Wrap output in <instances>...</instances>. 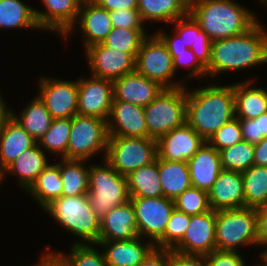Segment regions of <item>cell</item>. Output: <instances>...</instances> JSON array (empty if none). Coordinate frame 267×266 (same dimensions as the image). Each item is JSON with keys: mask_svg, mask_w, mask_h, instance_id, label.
Wrapping results in <instances>:
<instances>
[{"mask_svg": "<svg viewBox=\"0 0 267 266\" xmlns=\"http://www.w3.org/2000/svg\"><path fill=\"white\" fill-rule=\"evenodd\" d=\"M44 210L64 229L74 234L73 236L76 235L78 240L74 243L97 244L99 242L100 218L92 210L87 195L61 196L47 205Z\"/></svg>", "mask_w": 267, "mask_h": 266, "instance_id": "obj_4", "label": "cell"}, {"mask_svg": "<svg viewBox=\"0 0 267 266\" xmlns=\"http://www.w3.org/2000/svg\"><path fill=\"white\" fill-rule=\"evenodd\" d=\"M224 170L244 172L254 165V144L245 140L219 151Z\"/></svg>", "mask_w": 267, "mask_h": 266, "instance_id": "obj_39", "label": "cell"}, {"mask_svg": "<svg viewBox=\"0 0 267 266\" xmlns=\"http://www.w3.org/2000/svg\"><path fill=\"white\" fill-rule=\"evenodd\" d=\"M173 59V68L175 74L178 72V69L181 67L191 68L188 70V76L185 79H190L192 77L197 78H206L207 69L199 62L197 57L194 55L193 51L190 48L182 52H169ZM177 70V71H176Z\"/></svg>", "mask_w": 267, "mask_h": 266, "instance_id": "obj_44", "label": "cell"}, {"mask_svg": "<svg viewBox=\"0 0 267 266\" xmlns=\"http://www.w3.org/2000/svg\"><path fill=\"white\" fill-rule=\"evenodd\" d=\"M109 14L113 28L145 29L138 10L118 9Z\"/></svg>", "mask_w": 267, "mask_h": 266, "instance_id": "obj_46", "label": "cell"}, {"mask_svg": "<svg viewBox=\"0 0 267 266\" xmlns=\"http://www.w3.org/2000/svg\"><path fill=\"white\" fill-rule=\"evenodd\" d=\"M85 55L90 76L113 81L135 71L137 53H125L98 43L85 48Z\"/></svg>", "mask_w": 267, "mask_h": 266, "instance_id": "obj_13", "label": "cell"}, {"mask_svg": "<svg viewBox=\"0 0 267 266\" xmlns=\"http://www.w3.org/2000/svg\"><path fill=\"white\" fill-rule=\"evenodd\" d=\"M77 20L78 22H75L77 24H74L63 38L66 39L76 28L75 25H77L82 35H84L83 43L85 48L102 43L113 29L109 11L102 8L94 0H83Z\"/></svg>", "mask_w": 267, "mask_h": 266, "instance_id": "obj_17", "label": "cell"}, {"mask_svg": "<svg viewBox=\"0 0 267 266\" xmlns=\"http://www.w3.org/2000/svg\"><path fill=\"white\" fill-rule=\"evenodd\" d=\"M6 105L3 97L0 95V131L4 128L6 121L12 116V110Z\"/></svg>", "mask_w": 267, "mask_h": 266, "instance_id": "obj_54", "label": "cell"}, {"mask_svg": "<svg viewBox=\"0 0 267 266\" xmlns=\"http://www.w3.org/2000/svg\"><path fill=\"white\" fill-rule=\"evenodd\" d=\"M107 130L109 136L150 138L144 107L123 101H112Z\"/></svg>", "mask_w": 267, "mask_h": 266, "instance_id": "obj_18", "label": "cell"}, {"mask_svg": "<svg viewBox=\"0 0 267 266\" xmlns=\"http://www.w3.org/2000/svg\"><path fill=\"white\" fill-rule=\"evenodd\" d=\"M103 165L89 167V190L86 194L92 210L101 219L112 208L130 200L127 178L105 159Z\"/></svg>", "mask_w": 267, "mask_h": 266, "instance_id": "obj_5", "label": "cell"}, {"mask_svg": "<svg viewBox=\"0 0 267 266\" xmlns=\"http://www.w3.org/2000/svg\"><path fill=\"white\" fill-rule=\"evenodd\" d=\"M157 157L162 160L187 162L205 140L187 123L158 138Z\"/></svg>", "mask_w": 267, "mask_h": 266, "instance_id": "obj_16", "label": "cell"}, {"mask_svg": "<svg viewBox=\"0 0 267 266\" xmlns=\"http://www.w3.org/2000/svg\"><path fill=\"white\" fill-rule=\"evenodd\" d=\"M211 209H238L245 207V195L241 172L222 170L208 191Z\"/></svg>", "mask_w": 267, "mask_h": 266, "instance_id": "obj_21", "label": "cell"}, {"mask_svg": "<svg viewBox=\"0 0 267 266\" xmlns=\"http://www.w3.org/2000/svg\"><path fill=\"white\" fill-rule=\"evenodd\" d=\"M243 140L239 119L234 118L220 127L209 139L208 143L217 151L237 144Z\"/></svg>", "mask_w": 267, "mask_h": 266, "instance_id": "obj_43", "label": "cell"}, {"mask_svg": "<svg viewBox=\"0 0 267 266\" xmlns=\"http://www.w3.org/2000/svg\"><path fill=\"white\" fill-rule=\"evenodd\" d=\"M175 23V32L182 38L185 45L190 48L199 62L207 69L211 60L212 41L207 33L201 29L195 19L188 13Z\"/></svg>", "mask_w": 267, "mask_h": 266, "instance_id": "obj_28", "label": "cell"}, {"mask_svg": "<svg viewBox=\"0 0 267 266\" xmlns=\"http://www.w3.org/2000/svg\"><path fill=\"white\" fill-rule=\"evenodd\" d=\"M108 138L106 120L93 116L74 115L71 118L67 159L88 160L98 152L103 153L105 159Z\"/></svg>", "mask_w": 267, "mask_h": 266, "instance_id": "obj_9", "label": "cell"}, {"mask_svg": "<svg viewBox=\"0 0 267 266\" xmlns=\"http://www.w3.org/2000/svg\"><path fill=\"white\" fill-rule=\"evenodd\" d=\"M135 209L131 201L112 208L100 219L99 241H121L137 237Z\"/></svg>", "mask_w": 267, "mask_h": 266, "instance_id": "obj_23", "label": "cell"}, {"mask_svg": "<svg viewBox=\"0 0 267 266\" xmlns=\"http://www.w3.org/2000/svg\"><path fill=\"white\" fill-rule=\"evenodd\" d=\"M95 245V243H73L69 254L52 252L50 245H47L46 252L54 255L63 266H108L103 251L99 252Z\"/></svg>", "mask_w": 267, "mask_h": 266, "instance_id": "obj_37", "label": "cell"}, {"mask_svg": "<svg viewBox=\"0 0 267 266\" xmlns=\"http://www.w3.org/2000/svg\"><path fill=\"white\" fill-rule=\"evenodd\" d=\"M162 30L157 31V34L162 38V40L167 45L169 52H182L188 47L182 41V38L174 31V36L166 34ZM172 36V37H171Z\"/></svg>", "mask_w": 267, "mask_h": 266, "instance_id": "obj_52", "label": "cell"}, {"mask_svg": "<svg viewBox=\"0 0 267 266\" xmlns=\"http://www.w3.org/2000/svg\"><path fill=\"white\" fill-rule=\"evenodd\" d=\"M113 101L112 80L98 77L78 79L77 108L79 115L108 120Z\"/></svg>", "mask_w": 267, "mask_h": 266, "instance_id": "obj_14", "label": "cell"}, {"mask_svg": "<svg viewBox=\"0 0 267 266\" xmlns=\"http://www.w3.org/2000/svg\"><path fill=\"white\" fill-rule=\"evenodd\" d=\"M126 178L130 197L163 196L158 173V157L153 163L136 169Z\"/></svg>", "mask_w": 267, "mask_h": 266, "instance_id": "obj_32", "label": "cell"}, {"mask_svg": "<svg viewBox=\"0 0 267 266\" xmlns=\"http://www.w3.org/2000/svg\"><path fill=\"white\" fill-rule=\"evenodd\" d=\"M50 256V254L47 252H45V254H43L40 258V260H39V263L38 264H36L35 266H40L48 257ZM32 266H34V265H32Z\"/></svg>", "mask_w": 267, "mask_h": 266, "instance_id": "obj_56", "label": "cell"}, {"mask_svg": "<svg viewBox=\"0 0 267 266\" xmlns=\"http://www.w3.org/2000/svg\"><path fill=\"white\" fill-rule=\"evenodd\" d=\"M245 207L260 208L267 205V167L253 165L242 172Z\"/></svg>", "mask_w": 267, "mask_h": 266, "instance_id": "obj_36", "label": "cell"}, {"mask_svg": "<svg viewBox=\"0 0 267 266\" xmlns=\"http://www.w3.org/2000/svg\"><path fill=\"white\" fill-rule=\"evenodd\" d=\"M94 1L109 12L118 9L137 10L138 7V0H94Z\"/></svg>", "mask_w": 267, "mask_h": 266, "instance_id": "obj_51", "label": "cell"}, {"mask_svg": "<svg viewBox=\"0 0 267 266\" xmlns=\"http://www.w3.org/2000/svg\"><path fill=\"white\" fill-rule=\"evenodd\" d=\"M147 35L146 29L113 28L102 43L110 49L138 53Z\"/></svg>", "mask_w": 267, "mask_h": 266, "instance_id": "obj_40", "label": "cell"}, {"mask_svg": "<svg viewBox=\"0 0 267 266\" xmlns=\"http://www.w3.org/2000/svg\"><path fill=\"white\" fill-rule=\"evenodd\" d=\"M157 142L153 138L109 136L105 160L121 175L153 163Z\"/></svg>", "mask_w": 267, "mask_h": 266, "instance_id": "obj_8", "label": "cell"}, {"mask_svg": "<svg viewBox=\"0 0 267 266\" xmlns=\"http://www.w3.org/2000/svg\"><path fill=\"white\" fill-rule=\"evenodd\" d=\"M254 165L267 167V137L254 144Z\"/></svg>", "mask_w": 267, "mask_h": 266, "instance_id": "obj_53", "label": "cell"}, {"mask_svg": "<svg viewBox=\"0 0 267 266\" xmlns=\"http://www.w3.org/2000/svg\"><path fill=\"white\" fill-rule=\"evenodd\" d=\"M261 254L267 258V248L264 251H262Z\"/></svg>", "mask_w": 267, "mask_h": 266, "instance_id": "obj_58", "label": "cell"}, {"mask_svg": "<svg viewBox=\"0 0 267 266\" xmlns=\"http://www.w3.org/2000/svg\"><path fill=\"white\" fill-rule=\"evenodd\" d=\"M260 256V264L256 265V266H267V258L265 256H263L262 254L259 255Z\"/></svg>", "mask_w": 267, "mask_h": 266, "instance_id": "obj_57", "label": "cell"}, {"mask_svg": "<svg viewBox=\"0 0 267 266\" xmlns=\"http://www.w3.org/2000/svg\"><path fill=\"white\" fill-rule=\"evenodd\" d=\"M259 2L264 4L267 7V0H259Z\"/></svg>", "mask_w": 267, "mask_h": 266, "instance_id": "obj_59", "label": "cell"}, {"mask_svg": "<svg viewBox=\"0 0 267 266\" xmlns=\"http://www.w3.org/2000/svg\"><path fill=\"white\" fill-rule=\"evenodd\" d=\"M46 11L35 9L42 30L52 31L62 37L74 26L83 0H41Z\"/></svg>", "mask_w": 267, "mask_h": 266, "instance_id": "obj_20", "label": "cell"}, {"mask_svg": "<svg viewBox=\"0 0 267 266\" xmlns=\"http://www.w3.org/2000/svg\"><path fill=\"white\" fill-rule=\"evenodd\" d=\"M60 163L48 164L27 190L43 209L62 196Z\"/></svg>", "mask_w": 267, "mask_h": 266, "instance_id": "obj_31", "label": "cell"}, {"mask_svg": "<svg viewBox=\"0 0 267 266\" xmlns=\"http://www.w3.org/2000/svg\"><path fill=\"white\" fill-rule=\"evenodd\" d=\"M139 266H169V249L155 248Z\"/></svg>", "mask_w": 267, "mask_h": 266, "instance_id": "obj_49", "label": "cell"}, {"mask_svg": "<svg viewBox=\"0 0 267 266\" xmlns=\"http://www.w3.org/2000/svg\"><path fill=\"white\" fill-rule=\"evenodd\" d=\"M175 208L188 215H198L211 210L208 192L196 187H189L175 200Z\"/></svg>", "mask_w": 267, "mask_h": 266, "instance_id": "obj_42", "label": "cell"}, {"mask_svg": "<svg viewBox=\"0 0 267 266\" xmlns=\"http://www.w3.org/2000/svg\"><path fill=\"white\" fill-rule=\"evenodd\" d=\"M186 86L164 88L144 107L145 121L150 138L158 139L186 124Z\"/></svg>", "mask_w": 267, "mask_h": 266, "instance_id": "obj_6", "label": "cell"}, {"mask_svg": "<svg viewBox=\"0 0 267 266\" xmlns=\"http://www.w3.org/2000/svg\"><path fill=\"white\" fill-rule=\"evenodd\" d=\"M40 266H56V257L50 255Z\"/></svg>", "mask_w": 267, "mask_h": 266, "instance_id": "obj_55", "label": "cell"}, {"mask_svg": "<svg viewBox=\"0 0 267 266\" xmlns=\"http://www.w3.org/2000/svg\"><path fill=\"white\" fill-rule=\"evenodd\" d=\"M130 201L135 209L137 235L155 243L164 234L175 208L174 200L162 196L130 197Z\"/></svg>", "mask_w": 267, "mask_h": 266, "instance_id": "obj_11", "label": "cell"}, {"mask_svg": "<svg viewBox=\"0 0 267 266\" xmlns=\"http://www.w3.org/2000/svg\"><path fill=\"white\" fill-rule=\"evenodd\" d=\"M71 131V118H55L48 131L38 140V145L50 154L67 159V146Z\"/></svg>", "mask_w": 267, "mask_h": 266, "instance_id": "obj_38", "label": "cell"}, {"mask_svg": "<svg viewBox=\"0 0 267 266\" xmlns=\"http://www.w3.org/2000/svg\"><path fill=\"white\" fill-rule=\"evenodd\" d=\"M40 29L35 8L21 0H0V29Z\"/></svg>", "mask_w": 267, "mask_h": 266, "instance_id": "obj_34", "label": "cell"}, {"mask_svg": "<svg viewBox=\"0 0 267 266\" xmlns=\"http://www.w3.org/2000/svg\"><path fill=\"white\" fill-rule=\"evenodd\" d=\"M243 140L257 144L267 137V112L254 119H239Z\"/></svg>", "mask_w": 267, "mask_h": 266, "instance_id": "obj_45", "label": "cell"}, {"mask_svg": "<svg viewBox=\"0 0 267 266\" xmlns=\"http://www.w3.org/2000/svg\"><path fill=\"white\" fill-rule=\"evenodd\" d=\"M191 185L209 191L223 170L219 151L205 141L187 161Z\"/></svg>", "mask_w": 267, "mask_h": 266, "instance_id": "obj_24", "label": "cell"}, {"mask_svg": "<svg viewBox=\"0 0 267 266\" xmlns=\"http://www.w3.org/2000/svg\"><path fill=\"white\" fill-rule=\"evenodd\" d=\"M135 71L158 82L164 88L186 85L184 78L181 81L183 83L171 81L175 75L173 59L167 45L157 33L148 34L143 40L136 55Z\"/></svg>", "mask_w": 267, "mask_h": 266, "instance_id": "obj_10", "label": "cell"}, {"mask_svg": "<svg viewBox=\"0 0 267 266\" xmlns=\"http://www.w3.org/2000/svg\"><path fill=\"white\" fill-rule=\"evenodd\" d=\"M216 249L237 251L238 246H258L257 210L255 208L216 211Z\"/></svg>", "mask_w": 267, "mask_h": 266, "instance_id": "obj_7", "label": "cell"}, {"mask_svg": "<svg viewBox=\"0 0 267 266\" xmlns=\"http://www.w3.org/2000/svg\"><path fill=\"white\" fill-rule=\"evenodd\" d=\"M113 101H123L146 107L164 89L158 82L134 71L112 81Z\"/></svg>", "mask_w": 267, "mask_h": 266, "instance_id": "obj_19", "label": "cell"}, {"mask_svg": "<svg viewBox=\"0 0 267 266\" xmlns=\"http://www.w3.org/2000/svg\"><path fill=\"white\" fill-rule=\"evenodd\" d=\"M215 228V210L191 215L183 238L171 250L183 254H210L216 249Z\"/></svg>", "mask_w": 267, "mask_h": 266, "instance_id": "obj_15", "label": "cell"}, {"mask_svg": "<svg viewBox=\"0 0 267 266\" xmlns=\"http://www.w3.org/2000/svg\"><path fill=\"white\" fill-rule=\"evenodd\" d=\"M254 79L233 83L235 118L254 119L267 112L266 88H252Z\"/></svg>", "mask_w": 267, "mask_h": 266, "instance_id": "obj_27", "label": "cell"}, {"mask_svg": "<svg viewBox=\"0 0 267 266\" xmlns=\"http://www.w3.org/2000/svg\"><path fill=\"white\" fill-rule=\"evenodd\" d=\"M137 10L144 23H172L188 14L189 0H138Z\"/></svg>", "mask_w": 267, "mask_h": 266, "instance_id": "obj_29", "label": "cell"}, {"mask_svg": "<svg viewBox=\"0 0 267 266\" xmlns=\"http://www.w3.org/2000/svg\"><path fill=\"white\" fill-rule=\"evenodd\" d=\"M143 239L137 236L130 240L99 241L96 245L104 248L108 266H139L156 248L152 241L143 243Z\"/></svg>", "mask_w": 267, "mask_h": 266, "instance_id": "obj_22", "label": "cell"}, {"mask_svg": "<svg viewBox=\"0 0 267 266\" xmlns=\"http://www.w3.org/2000/svg\"><path fill=\"white\" fill-rule=\"evenodd\" d=\"M158 173L163 196L168 199L175 200L183 191L192 186L187 162L158 158Z\"/></svg>", "mask_w": 267, "mask_h": 266, "instance_id": "obj_30", "label": "cell"}, {"mask_svg": "<svg viewBox=\"0 0 267 266\" xmlns=\"http://www.w3.org/2000/svg\"><path fill=\"white\" fill-rule=\"evenodd\" d=\"M29 103L20 115L12 110V116L38 142L50 128L53 118L37 95Z\"/></svg>", "mask_w": 267, "mask_h": 266, "instance_id": "obj_35", "label": "cell"}, {"mask_svg": "<svg viewBox=\"0 0 267 266\" xmlns=\"http://www.w3.org/2000/svg\"><path fill=\"white\" fill-rule=\"evenodd\" d=\"M60 175L63 183L62 196L86 195L89 190V167L87 160L61 158ZM85 162V163H84ZM84 163V164H83Z\"/></svg>", "mask_w": 267, "mask_h": 266, "instance_id": "obj_33", "label": "cell"}, {"mask_svg": "<svg viewBox=\"0 0 267 266\" xmlns=\"http://www.w3.org/2000/svg\"><path fill=\"white\" fill-rule=\"evenodd\" d=\"M188 13L212 42L243 34L258 22L253 11L234 0H189Z\"/></svg>", "mask_w": 267, "mask_h": 266, "instance_id": "obj_3", "label": "cell"}, {"mask_svg": "<svg viewBox=\"0 0 267 266\" xmlns=\"http://www.w3.org/2000/svg\"><path fill=\"white\" fill-rule=\"evenodd\" d=\"M235 118L233 84L187 89L186 123L205 141Z\"/></svg>", "mask_w": 267, "mask_h": 266, "instance_id": "obj_2", "label": "cell"}, {"mask_svg": "<svg viewBox=\"0 0 267 266\" xmlns=\"http://www.w3.org/2000/svg\"><path fill=\"white\" fill-rule=\"evenodd\" d=\"M169 266H209L206 255L183 254L169 249Z\"/></svg>", "mask_w": 267, "mask_h": 266, "instance_id": "obj_48", "label": "cell"}, {"mask_svg": "<svg viewBox=\"0 0 267 266\" xmlns=\"http://www.w3.org/2000/svg\"><path fill=\"white\" fill-rule=\"evenodd\" d=\"M56 266H63L56 258Z\"/></svg>", "mask_w": 267, "mask_h": 266, "instance_id": "obj_60", "label": "cell"}, {"mask_svg": "<svg viewBox=\"0 0 267 266\" xmlns=\"http://www.w3.org/2000/svg\"><path fill=\"white\" fill-rule=\"evenodd\" d=\"M258 244L267 248V205L257 208Z\"/></svg>", "mask_w": 267, "mask_h": 266, "instance_id": "obj_50", "label": "cell"}, {"mask_svg": "<svg viewBox=\"0 0 267 266\" xmlns=\"http://www.w3.org/2000/svg\"><path fill=\"white\" fill-rule=\"evenodd\" d=\"M38 85L37 95L53 119L72 118L78 114V79L67 81L41 76Z\"/></svg>", "mask_w": 267, "mask_h": 266, "instance_id": "obj_12", "label": "cell"}, {"mask_svg": "<svg viewBox=\"0 0 267 266\" xmlns=\"http://www.w3.org/2000/svg\"><path fill=\"white\" fill-rule=\"evenodd\" d=\"M37 141L11 116L0 131V174Z\"/></svg>", "mask_w": 267, "mask_h": 266, "instance_id": "obj_25", "label": "cell"}, {"mask_svg": "<svg viewBox=\"0 0 267 266\" xmlns=\"http://www.w3.org/2000/svg\"><path fill=\"white\" fill-rule=\"evenodd\" d=\"M267 29L261 22L243 34L212 42L207 77L218 73L241 71L267 63Z\"/></svg>", "mask_w": 267, "mask_h": 266, "instance_id": "obj_1", "label": "cell"}, {"mask_svg": "<svg viewBox=\"0 0 267 266\" xmlns=\"http://www.w3.org/2000/svg\"><path fill=\"white\" fill-rule=\"evenodd\" d=\"M44 150L36 143L33 147L22 152L1 174V183L6 174H14L18 184L26 191L35 182L37 176L49 164Z\"/></svg>", "mask_w": 267, "mask_h": 266, "instance_id": "obj_26", "label": "cell"}, {"mask_svg": "<svg viewBox=\"0 0 267 266\" xmlns=\"http://www.w3.org/2000/svg\"><path fill=\"white\" fill-rule=\"evenodd\" d=\"M190 216L174 208L164 234L154 243L157 249H172L184 236Z\"/></svg>", "mask_w": 267, "mask_h": 266, "instance_id": "obj_41", "label": "cell"}, {"mask_svg": "<svg viewBox=\"0 0 267 266\" xmlns=\"http://www.w3.org/2000/svg\"><path fill=\"white\" fill-rule=\"evenodd\" d=\"M206 256L209 266H246L244 259L238 251L215 249Z\"/></svg>", "mask_w": 267, "mask_h": 266, "instance_id": "obj_47", "label": "cell"}]
</instances>
